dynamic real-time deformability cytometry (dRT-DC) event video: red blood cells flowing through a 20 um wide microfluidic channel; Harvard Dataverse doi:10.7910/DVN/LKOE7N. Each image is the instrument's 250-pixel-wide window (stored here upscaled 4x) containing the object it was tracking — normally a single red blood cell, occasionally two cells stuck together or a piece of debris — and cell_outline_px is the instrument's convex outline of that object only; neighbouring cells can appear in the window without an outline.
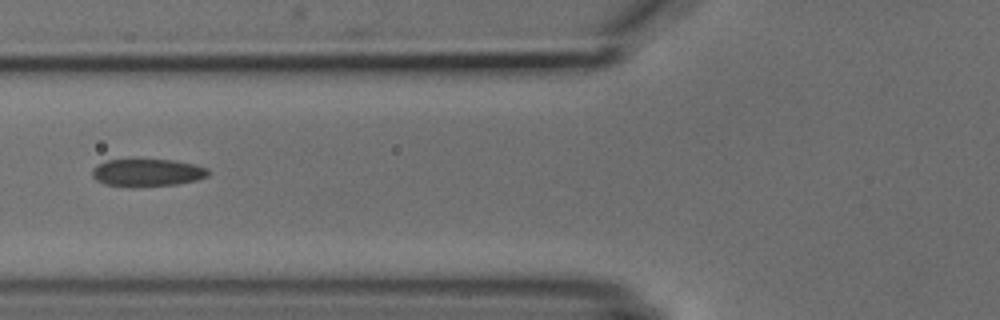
{"species": "common noctule bat (a hibernating species)", "species_latin": "Nyctalus noctula", "temperature_condition": "cold", "stored_images_in_passage": 4, "camera_frame_rate_fps": 3000, "um_per_image_px": 0.085, "animal": {"sex": "male", "body_mass_g": 18.8}, "frame": {"image": 1, "passage_image": 3, "time_ms": 2.333, "image_size_px": [1000, 320], "cell_outline_px": [[208, 176], [196, 180], [176, 184], [132, 188], [128, 188], [104, 184], [96, 180], [92, 176], [92, 168], [96, 164], [108, 160], [172, 160], [196, 164], [208, 168]], "centroid_in_image_um": [12.48, 14.69], "position_along_channel_um": 113.3, "area_um2": 18.9}}
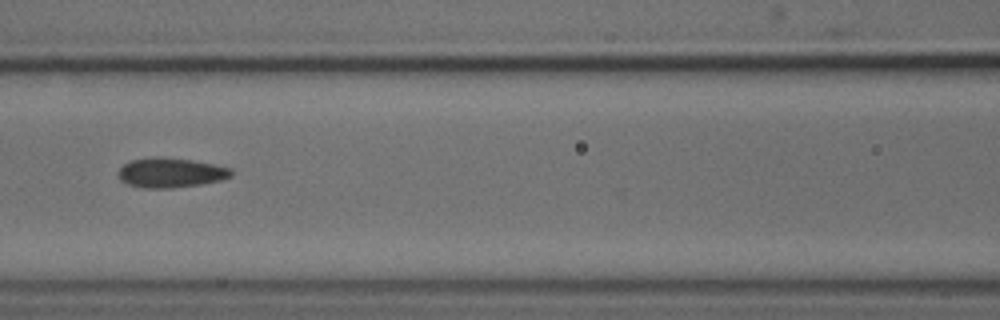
{"frame": {"image": 2, "passage_image": 4, "time_ms": 3.333, "image_size_px": [1000, 320], "cell_outline_px": [[232, 176], [224, 180], [200, 184], [172, 188], [144, 188], [128, 184], [120, 180], [116, 176], [116, 172], [124, 164], [132, 160], [156, 156], [160, 156], [192, 160], [232, 168]], "centroid_in_image_um": [14.49, 14.68], "position_along_channel_um": 152.1, "area_um2": 19.77}}